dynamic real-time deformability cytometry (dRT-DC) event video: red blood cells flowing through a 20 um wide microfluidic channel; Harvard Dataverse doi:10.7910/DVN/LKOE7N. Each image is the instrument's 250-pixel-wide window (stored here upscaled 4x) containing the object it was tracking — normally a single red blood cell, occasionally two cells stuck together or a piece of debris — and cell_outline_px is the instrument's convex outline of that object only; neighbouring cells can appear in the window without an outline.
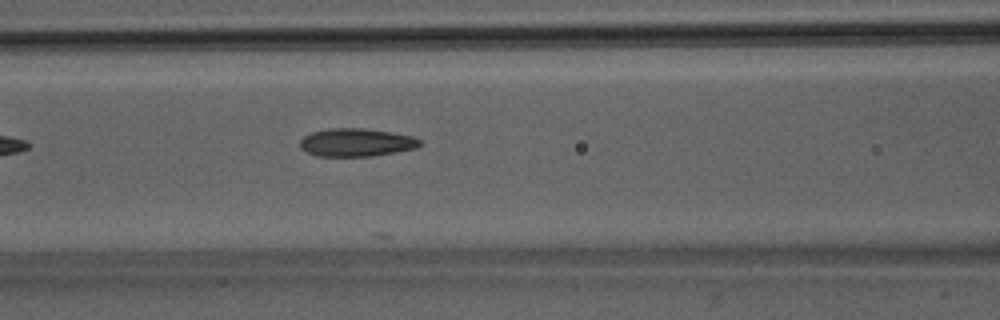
{"species": "Egyptian fruit bat (a non-hibernating species)", "species_latin": "Rousettus aegyptiacus", "temperature_condition": "room temperature", "stored_images_in_passage": 6, "camera_frame_rate_fps": 3000, "um_per_image_px": 0.085, "animal": {"sex": "male"}, "frame": {"image": 1, "passage_image": 6, "time_ms": 5.667, "image_size_px": [1000, 320], "cell_outline_px": [[424, 144], [416, 148], [396, 152], [372, 156], [316, 156], [300, 148], [300, 140], [304, 136], [312, 132], [328, 128], [364, 128], [392, 132], [412, 136], [420, 140]], "centroid_in_image_um": [30.3, 12.1], "position_along_channel_um": 136.3, "area_um2": 19.71}}